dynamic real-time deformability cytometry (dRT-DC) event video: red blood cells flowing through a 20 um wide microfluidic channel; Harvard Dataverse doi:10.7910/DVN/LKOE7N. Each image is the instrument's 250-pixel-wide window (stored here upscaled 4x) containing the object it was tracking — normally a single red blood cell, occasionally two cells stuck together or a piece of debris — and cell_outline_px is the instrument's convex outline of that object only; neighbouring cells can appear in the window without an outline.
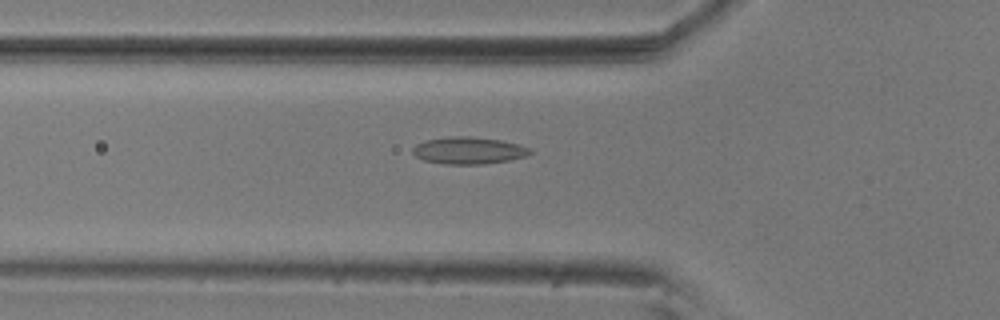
{"species": "common noctule bat (a hibernating species)", "species_latin": "Nyctalus noctula", "temperature_condition": "room temperature", "stored_images_in_passage": 45, "camera_frame_rate_fps": 3000, "um_per_image_px": 0.085, "animal": {"sex": "male", "body_mass_g": 20.5, "forearm_length_mm": 52.5}, "frame": {"image": 1, "passage_image": 10, "time_ms": 3.0, "image_size_px": [1000, 320], "cell_outline_px": [[532, 152], [528, 156], [508, 160], [484, 164], [444, 164], [424, 160], [416, 156], [412, 152], [412, 148], [416, 144], [424, 140], [448, 136], [468, 136], [500, 140], [532, 148]], "centroid_in_image_um": [39.82, 12.79], "position_along_channel_um": 86.0, "area_um2": 18.55}}
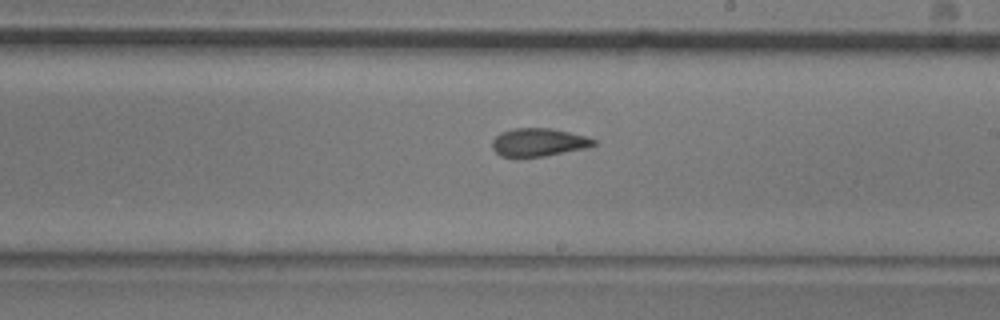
{"frame": {"image": 2, "passage_image": 23, "time_ms": 7.333, "image_size_px": [1000, 320], "cell_outline_px": [[596, 144], [584, 148], [544, 156], [500, 156], [492, 148], [492, 140], [500, 132], [512, 128], [548, 128], [568, 132], [584, 136], [596, 140]], "centroid_in_image_um": [45.73, 12.08], "position_along_channel_um": 243.3, "area_um2": 16.3}}
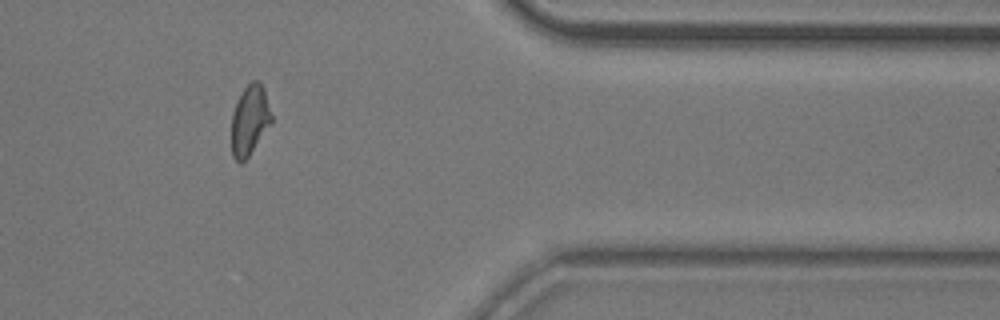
{"frame": {"image": 3, "passage_image": 37, "time_ms": 12.0, "image_size_px": [1000, 320], "cell_outline_px": [[272, 124], [248, 156], [240, 164], [232, 156], [232, 112], [244, 88], [252, 80], [256, 80], [264, 88], [272, 116]], "centroid_in_image_um": [21.24, 10.23], "position_along_channel_um": 390.2, "area_um2": 16.18}}